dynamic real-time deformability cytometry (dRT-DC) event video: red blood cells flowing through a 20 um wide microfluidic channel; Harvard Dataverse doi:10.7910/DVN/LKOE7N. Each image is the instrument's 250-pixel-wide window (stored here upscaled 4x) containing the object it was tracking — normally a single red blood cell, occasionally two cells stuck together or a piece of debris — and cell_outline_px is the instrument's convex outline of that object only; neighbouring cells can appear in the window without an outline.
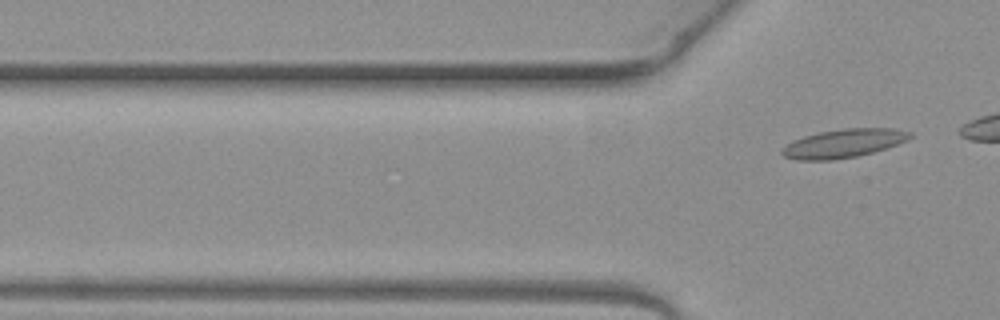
{"species": "common noctule bat (a hibernating species)", "species_latin": "Nyctalus noctula", "temperature_condition": "warm", "stored_images_in_passage": 6, "segment_of_instrument_passage": [2, 2], "camera_frame_rate_fps": 3000, "um_per_image_px": 0.085, "animal": {"sex": "female", "body_mass_g": 19.3, "forearm_length_mm": 54.1}, "frame": {"image": 1, "passage_image": 6, "time_ms": 1.667, "image_size_px": [1000, 320], "cell_outline_px": [[912, 136], [908, 140], [872, 152], [856, 156], [832, 160], [796, 160], [784, 156], [780, 152], [780, 148], [792, 140], [804, 136], [820, 132], [844, 128], [896, 128], [912, 132]], "centroid_in_image_um": [71.67, 12.18], "position_along_channel_um": 54.1, "area_um2": 21.33}}